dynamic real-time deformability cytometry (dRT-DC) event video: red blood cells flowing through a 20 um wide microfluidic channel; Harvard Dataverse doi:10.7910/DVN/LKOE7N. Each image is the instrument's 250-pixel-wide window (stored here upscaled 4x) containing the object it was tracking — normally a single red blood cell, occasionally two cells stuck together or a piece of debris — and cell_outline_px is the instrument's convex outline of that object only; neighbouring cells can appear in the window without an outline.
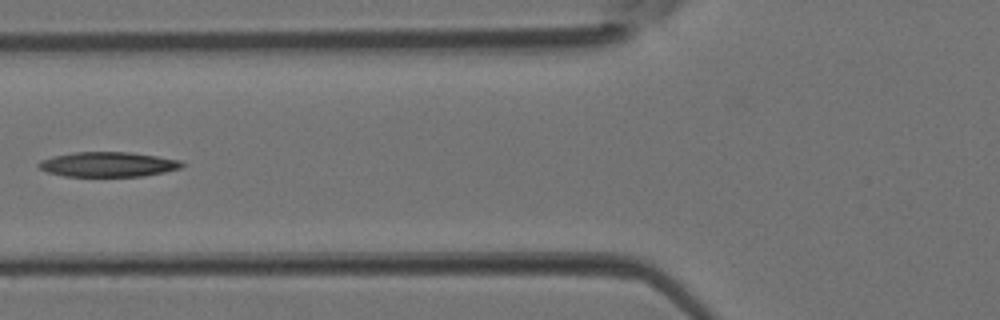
{"species": "Egyptian fruit bat (a non-hibernating species)", "species_latin": "Rousettus aegyptiacus", "temperature_condition": "room temperature", "stored_images_in_passage": 2, "camera_frame_rate_fps": 3000, "um_per_image_px": 0.085, "animal": {"sex": "female"}, "frame": {"image": 1, "passage_image": 2, "time_ms": 0.333, "image_size_px": [1000, 320], "cell_outline_px": [[184, 164], [180, 168], [164, 172], [144, 176], [64, 176], [48, 172], [40, 168], [36, 164], [40, 160], [52, 156], [72, 152], [128, 152], [156, 156], [180, 160]], "centroid_in_image_um": [9.15, 13.97], "position_along_channel_um": 116.7, "area_um2": 20.69}}